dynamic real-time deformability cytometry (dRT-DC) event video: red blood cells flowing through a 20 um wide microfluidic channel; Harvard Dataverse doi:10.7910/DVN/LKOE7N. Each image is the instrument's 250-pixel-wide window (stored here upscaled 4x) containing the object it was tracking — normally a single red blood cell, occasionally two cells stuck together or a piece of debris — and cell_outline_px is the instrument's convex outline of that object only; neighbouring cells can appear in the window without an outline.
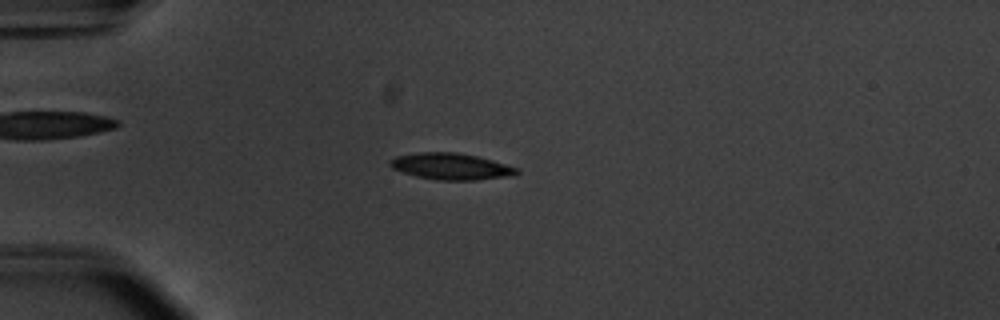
{"species": "common noctule bat (a hibernating species)", "species_latin": "Nyctalus noctula", "temperature_condition": "warm", "stored_images_in_passage": 54, "camera_frame_rate_fps": 3000, "um_per_image_px": 0.085, "animal": {"sex": "male", "body_mass_g": 20.1, "forearm_length_mm": 53.5}, "frame": {"image": 1, "passage_image": 15, "time_ms": 4.667, "image_size_px": [1000, 320], "cell_outline_px": [[520, 172], [504, 176], [476, 180], [436, 180], [416, 176], [392, 168], [388, 164], [388, 160], [396, 156], [420, 152], [456, 152], [476, 156], [492, 160], [520, 168]], "centroid_in_image_um": [38.3, 14.13], "position_along_channel_um": 46.7, "area_um2": 19.42}}
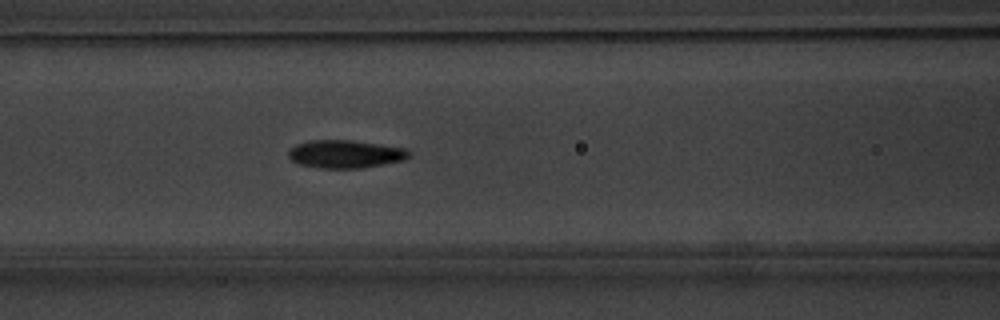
{"frame": {"image": 2, "passage_image": 24, "time_ms": 7.667, "image_size_px": [1000, 320], "cell_outline_px": [[412, 156], [404, 160], [360, 168], [320, 168], [300, 164], [292, 160], [288, 156], [288, 152], [296, 144], [308, 140], [348, 140], [404, 148], [412, 152]], "centroid_in_image_um": [29.36, 13.09], "position_along_channel_um": 137.2, "area_um2": 19.48}}
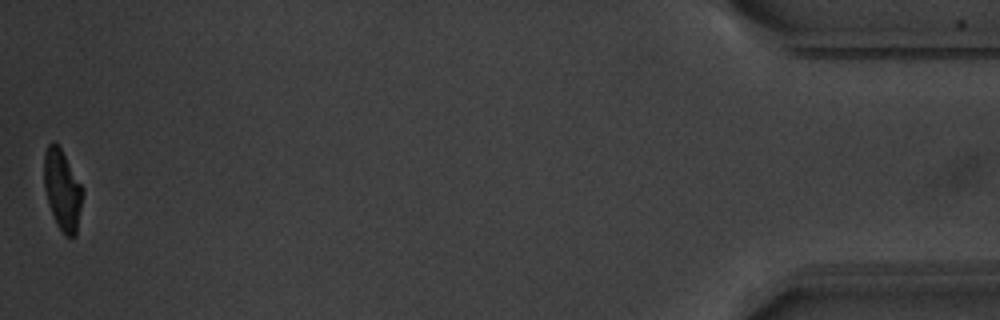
{"frame": {"image": 3, "passage_image": 54, "time_ms": 17.667, "image_size_px": [1000, 320], "cell_outline_px": [[84, 192], [76, 236], [64, 236], [56, 224], [44, 188], [44, 152], [48, 144], [52, 140], [60, 148], [84, 188]], "centroid_in_image_um": [5.31, 16.16], "position_along_channel_um": 429.9, "area_um2": 18.15}, "authors_computed_cell_mechanics": {"area_um2": 19.1029, "velocity_mm_per_s": 3.7819, "shape_relaxation_time_tau1_ms": 2.5823, "shape_relaxation_time_tau2_ms": 1.5722, "deformation_change_tau1": 0.1686, "deformation_change_tau2": 0.0556}}